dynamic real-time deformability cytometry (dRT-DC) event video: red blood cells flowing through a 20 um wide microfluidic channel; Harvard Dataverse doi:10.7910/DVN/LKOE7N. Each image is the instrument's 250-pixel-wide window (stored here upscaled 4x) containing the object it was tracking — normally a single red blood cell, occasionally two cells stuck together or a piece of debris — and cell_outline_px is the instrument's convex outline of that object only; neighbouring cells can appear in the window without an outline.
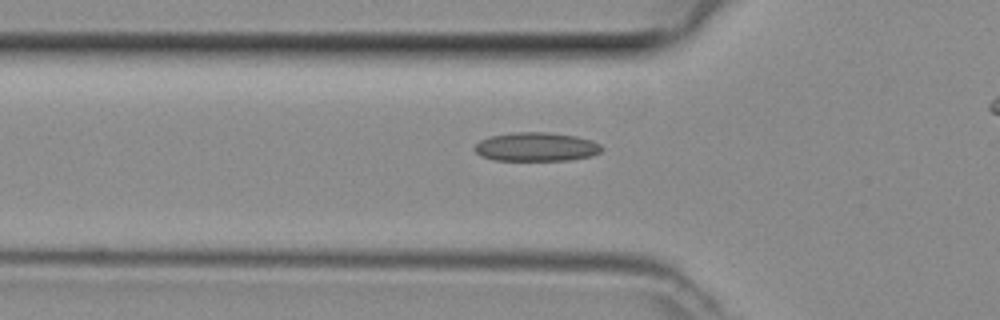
{"species": "common noctule bat (a hibernating species)", "species_latin": "Nyctalus noctula", "temperature_condition": "room temperature", "stored_images_in_passage": 30, "camera_frame_rate_fps": 3000, "um_per_image_px": 0.085, "animal": {"sex": "female", "body_mass_g": 29.2, "forearm_length_mm": 56.3}, "frame": {"image": 1, "passage_image": 5, "time_ms": 1.333, "image_size_px": [1000, 320], "cell_outline_px": [[604, 148], [600, 152], [592, 156], [568, 160], [492, 160], [480, 156], [472, 148], [480, 140], [488, 136], [512, 132], [548, 132], [576, 136], [600, 144]], "centroid_in_image_um": [45.54, 12.48], "position_along_channel_um": 80.3, "area_um2": 21.5}}
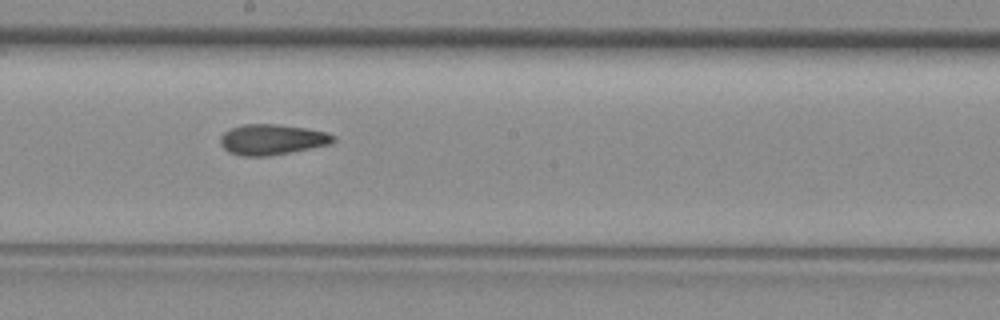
{"frame": {"image": 2, "passage_image": 15, "time_ms": 4.667, "image_size_px": [1000, 320], "cell_outline_px": [[336, 140], [328, 144], [268, 156], [244, 156], [228, 152], [220, 144], [220, 136], [224, 132], [232, 128], [244, 124], [276, 124], [304, 128], [324, 132], [332, 136]], "centroid_in_image_um": [23.04, 11.86], "position_along_channel_um": 225.2, "area_um2": 19.65}}
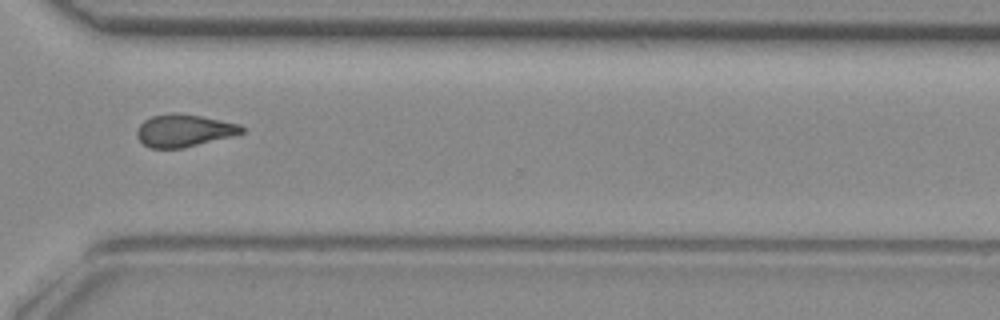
{"frame": {"image": 3, "passage_image": 24, "time_ms": 7.667, "image_size_px": [1000, 320], "cell_outline_px": [[244, 132], [232, 136], [184, 148], [152, 148], [144, 144], [136, 136], [136, 132], [140, 124], [144, 120], [152, 116], [176, 112], [180, 112], [240, 124], [244, 128]], "centroid_in_image_um": [15.63, 11.09], "position_along_channel_um": 355.0, "area_um2": 19.77}}